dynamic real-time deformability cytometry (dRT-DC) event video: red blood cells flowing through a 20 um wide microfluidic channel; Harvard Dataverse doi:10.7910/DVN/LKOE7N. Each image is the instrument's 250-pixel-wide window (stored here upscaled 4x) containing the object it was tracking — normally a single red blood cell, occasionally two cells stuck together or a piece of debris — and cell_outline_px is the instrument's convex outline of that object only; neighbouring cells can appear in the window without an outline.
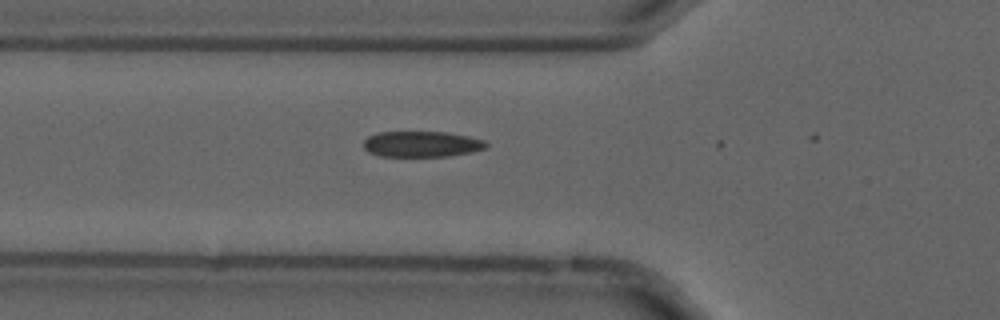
{"species": "common noctule bat (a hibernating species)", "species_latin": "Nyctalus noctula", "temperature_condition": "cold", "stored_images_in_passage": 7, "camera_frame_rate_fps": 3000, "um_per_image_px": 0.085, "animal": {"sex": "male", "forearm_length_mm": 52.5}, "frame": {"image": 1, "passage_image": 4, "time_ms": 1.0, "image_size_px": [1000, 320], "cell_outline_px": [[488, 148], [472, 152], [448, 156], [380, 156], [368, 152], [364, 148], [364, 140], [368, 136], [376, 132], [448, 132], [468, 136], [484, 140], [488, 144]], "centroid_in_image_um": [35.85, 12.24], "position_along_channel_um": 89.9, "area_um2": 18.55}}